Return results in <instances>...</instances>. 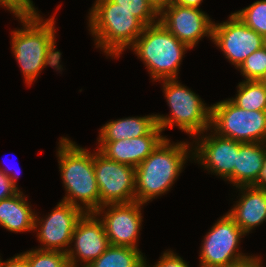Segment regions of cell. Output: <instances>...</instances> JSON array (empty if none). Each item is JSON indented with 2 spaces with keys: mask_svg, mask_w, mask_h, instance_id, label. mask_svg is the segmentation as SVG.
Here are the masks:
<instances>
[{
  "mask_svg": "<svg viewBox=\"0 0 266 267\" xmlns=\"http://www.w3.org/2000/svg\"><path fill=\"white\" fill-rule=\"evenodd\" d=\"M54 17L46 20L40 14L18 17L23 29L11 31V48L29 86L47 65L63 69L61 52L56 51Z\"/></svg>",
  "mask_w": 266,
  "mask_h": 267,
  "instance_id": "6da1fadb",
  "label": "cell"
},
{
  "mask_svg": "<svg viewBox=\"0 0 266 267\" xmlns=\"http://www.w3.org/2000/svg\"><path fill=\"white\" fill-rule=\"evenodd\" d=\"M190 146L188 142L174 144L164 138L135 168V201L146 204L169 191L188 158H192Z\"/></svg>",
  "mask_w": 266,
  "mask_h": 267,
  "instance_id": "7a4b0ae2",
  "label": "cell"
},
{
  "mask_svg": "<svg viewBox=\"0 0 266 267\" xmlns=\"http://www.w3.org/2000/svg\"><path fill=\"white\" fill-rule=\"evenodd\" d=\"M58 144L60 175L67 191L62 201L82 208L85 213L95 212L100 208V196L93 154L66 137H61Z\"/></svg>",
  "mask_w": 266,
  "mask_h": 267,
  "instance_id": "3957f363",
  "label": "cell"
},
{
  "mask_svg": "<svg viewBox=\"0 0 266 267\" xmlns=\"http://www.w3.org/2000/svg\"><path fill=\"white\" fill-rule=\"evenodd\" d=\"M89 31L97 48L111 57H120L142 34L145 25L130 11L111 0H96L89 13Z\"/></svg>",
  "mask_w": 266,
  "mask_h": 267,
  "instance_id": "277c9868",
  "label": "cell"
},
{
  "mask_svg": "<svg viewBox=\"0 0 266 267\" xmlns=\"http://www.w3.org/2000/svg\"><path fill=\"white\" fill-rule=\"evenodd\" d=\"M130 48L145 63L154 81L177 78L183 55L190 49L160 22L145 26Z\"/></svg>",
  "mask_w": 266,
  "mask_h": 267,
  "instance_id": "5b68a950",
  "label": "cell"
},
{
  "mask_svg": "<svg viewBox=\"0 0 266 267\" xmlns=\"http://www.w3.org/2000/svg\"><path fill=\"white\" fill-rule=\"evenodd\" d=\"M162 82L163 92L171 110L168 117L156 115L157 125L162 131L167 127L172 129L176 125L192 137H199L211 129V106L207 107L199 95L178 82L177 78L165 79Z\"/></svg>",
  "mask_w": 266,
  "mask_h": 267,
  "instance_id": "8992f818",
  "label": "cell"
},
{
  "mask_svg": "<svg viewBox=\"0 0 266 267\" xmlns=\"http://www.w3.org/2000/svg\"><path fill=\"white\" fill-rule=\"evenodd\" d=\"M217 135L241 143H266V111L239 108L230 99L211 105V125Z\"/></svg>",
  "mask_w": 266,
  "mask_h": 267,
  "instance_id": "52a82bcc",
  "label": "cell"
},
{
  "mask_svg": "<svg viewBox=\"0 0 266 267\" xmlns=\"http://www.w3.org/2000/svg\"><path fill=\"white\" fill-rule=\"evenodd\" d=\"M246 235L226 213L205 235L200 251V267H236L253 256L239 252V242Z\"/></svg>",
  "mask_w": 266,
  "mask_h": 267,
  "instance_id": "ba28073f",
  "label": "cell"
},
{
  "mask_svg": "<svg viewBox=\"0 0 266 267\" xmlns=\"http://www.w3.org/2000/svg\"><path fill=\"white\" fill-rule=\"evenodd\" d=\"M93 153L100 207L135 201V167L108 159L98 149Z\"/></svg>",
  "mask_w": 266,
  "mask_h": 267,
  "instance_id": "9c48e42d",
  "label": "cell"
},
{
  "mask_svg": "<svg viewBox=\"0 0 266 267\" xmlns=\"http://www.w3.org/2000/svg\"><path fill=\"white\" fill-rule=\"evenodd\" d=\"M212 41L237 68L250 54L265 46L264 37L249 28L234 13L223 23H213Z\"/></svg>",
  "mask_w": 266,
  "mask_h": 267,
  "instance_id": "30bf717a",
  "label": "cell"
},
{
  "mask_svg": "<svg viewBox=\"0 0 266 267\" xmlns=\"http://www.w3.org/2000/svg\"><path fill=\"white\" fill-rule=\"evenodd\" d=\"M84 213L82 208L61 201L45 219L35 214L34 231L43 246L39 249L66 253L69 248L65 247H71L74 228Z\"/></svg>",
  "mask_w": 266,
  "mask_h": 267,
  "instance_id": "8fae6325",
  "label": "cell"
},
{
  "mask_svg": "<svg viewBox=\"0 0 266 267\" xmlns=\"http://www.w3.org/2000/svg\"><path fill=\"white\" fill-rule=\"evenodd\" d=\"M141 204L118 203L102 205L94 213L100 216L110 245L138 249V236L142 225ZM108 208L107 210L105 208ZM107 212H106V211ZM104 216V217H103Z\"/></svg>",
  "mask_w": 266,
  "mask_h": 267,
  "instance_id": "7c38bea8",
  "label": "cell"
},
{
  "mask_svg": "<svg viewBox=\"0 0 266 267\" xmlns=\"http://www.w3.org/2000/svg\"><path fill=\"white\" fill-rule=\"evenodd\" d=\"M94 212L84 213L78 220L71 239L73 248L66 252L70 267H77L81 260L87 267L98 259L110 246L101 219Z\"/></svg>",
  "mask_w": 266,
  "mask_h": 267,
  "instance_id": "4fadbf2b",
  "label": "cell"
},
{
  "mask_svg": "<svg viewBox=\"0 0 266 267\" xmlns=\"http://www.w3.org/2000/svg\"><path fill=\"white\" fill-rule=\"evenodd\" d=\"M159 16V22L190 49L204 36L212 40L213 22L200 8L172 4Z\"/></svg>",
  "mask_w": 266,
  "mask_h": 267,
  "instance_id": "5bb4252c",
  "label": "cell"
},
{
  "mask_svg": "<svg viewBox=\"0 0 266 267\" xmlns=\"http://www.w3.org/2000/svg\"><path fill=\"white\" fill-rule=\"evenodd\" d=\"M211 134V135H210ZM199 137L192 150V159L198 161L205 169L221 176L234 184V167L239 151V142L217 135L213 132Z\"/></svg>",
  "mask_w": 266,
  "mask_h": 267,
  "instance_id": "9a60e30c",
  "label": "cell"
},
{
  "mask_svg": "<svg viewBox=\"0 0 266 267\" xmlns=\"http://www.w3.org/2000/svg\"><path fill=\"white\" fill-rule=\"evenodd\" d=\"M161 132L157 125L145 136L116 142H98L97 149L108 159L136 168L165 138Z\"/></svg>",
  "mask_w": 266,
  "mask_h": 267,
  "instance_id": "2e32d148",
  "label": "cell"
},
{
  "mask_svg": "<svg viewBox=\"0 0 266 267\" xmlns=\"http://www.w3.org/2000/svg\"><path fill=\"white\" fill-rule=\"evenodd\" d=\"M237 188L242 191V195H239L241 198L227 214L247 234L266 221V190H259L252 186Z\"/></svg>",
  "mask_w": 266,
  "mask_h": 267,
  "instance_id": "e0dca14e",
  "label": "cell"
},
{
  "mask_svg": "<svg viewBox=\"0 0 266 267\" xmlns=\"http://www.w3.org/2000/svg\"><path fill=\"white\" fill-rule=\"evenodd\" d=\"M34 220L35 213L22 191L0 201V225L4 229L16 233L33 231Z\"/></svg>",
  "mask_w": 266,
  "mask_h": 267,
  "instance_id": "ac0fdd59",
  "label": "cell"
},
{
  "mask_svg": "<svg viewBox=\"0 0 266 267\" xmlns=\"http://www.w3.org/2000/svg\"><path fill=\"white\" fill-rule=\"evenodd\" d=\"M156 126V114L112 120L100 128L98 142H116L145 136Z\"/></svg>",
  "mask_w": 266,
  "mask_h": 267,
  "instance_id": "d6986e66",
  "label": "cell"
},
{
  "mask_svg": "<svg viewBox=\"0 0 266 267\" xmlns=\"http://www.w3.org/2000/svg\"><path fill=\"white\" fill-rule=\"evenodd\" d=\"M266 155V143H241L234 167V185L236 187L251 186L262 167Z\"/></svg>",
  "mask_w": 266,
  "mask_h": 267,
  "instance_id": "ffe728a7",
  "label": "cell"
},
{
  "mask_svg": "<svg viewBox=\"0 0 266 267\" xmlns=\"http://www.w3.org/2000/svg\"><path fill=\"white\" fill-rule=\"evenodd\" d=\"M146 259L139 249L110 245L87 267H146Z\"/></svg>",
  "mask_w": 266,
  "mask_h": 267,
  "instance_id": "44dd1931",
  "label": "cell"
},
{
  "mask_svg": "<svg viewBox=\"0 0 266 267\" xmlns=\"http://www.w3.org/2000/svg\"><path fill=\"white\" fill-rule=\"evenodd\" d=\"M235 98L230 100L248 111H266V85L261 81L244 80L237 86Z\"/></svg>",
  "mask_w": 266,
  "mask_h": 267,
  "instance_id": "7402d4cb",
  "label": "cell"
},
{
  "mask_svg": "<svg viewBox=\"0 0 266 267\" xmlns=\"http://www.w3.org/2000/svg\"><path fill=\"white\" fill-rule=\"evenodd\" d=\"M249 28L266 37V0H259L234 12Z\"/></svg>",
  "mask_w": 266,
  "mask_h": 267,
  "instance_id": "603a6c76",
  "label": "cell"
},
{
  "mask_svg": "<svg viewBox=\"0 0 266 267\" xmlns=\"http://www.w3.org/2000/svg\"><path fill=\"white\" fill-rule=\"evenodd\" d=\"M22 254L26 257L28 267H70L67 254L61 251L37 248Z\"/></svg>",
  "mask_w": 266,
  "mask_h": 267,
  "instance_id": "cb8c5ba5",
  "label": "cell"
},
{
  "mask_svg": "<svg viewBox=\"0 0 266 267\" xmlns=\"http://www.w3.org/2000/svg\"><path fill=\"white\" fill-rule=\"evenodd\" d=\"M119 4V7L130 11L145 26L153 25L159 22V13L153 8L148 0H111ZM157 19V20H155Z\"/></svg>",
  "mask_w": 266,
  "mask_h": 267,
  "instance_id": "d4e9b609",
  "label": "cell"
},
{
  "mask_svg": "<svg viewBox=\"0 0 266 267\" xmlns=\"http://www.w3.org/2000/svg\"><path fill=\"white\" fill-rule=\"evenodd\" d=\"M238 70L246 80L260 81L266 73V47L250 54Z\"/></svg>",
  "mask_w": 266,
  "mask_h": 267,
  "instance_id": "484cf974",
  "label": "cell"
},
{
  "mask_svg": "<svg viewBox=\"0 0 266 267\" xmlns=\"http://www.w3.org/2000/svg\"><path fill=\"white\" fill-rule=\"evenodd\" d=\"M0 5L12 12L16 18L38 14L31 0H0Z\"/></svg>",
  "mask_w": 266,
  "mask_h": 267,
  "instance_id": "4316f807",
  "label": "cell"
},
{
  "mask_svg": "<svg viewBox=\"0 0 266 267\" xmlns=\"http://www.w3.org/2000/svg\"><path fill=\"white\" fill-rule=\"evenodd\" d=\"M146 267H150L149 264ZM153 267H190L187 262L183 260L173 251H165L160 257L159 261Z\"/></svg>",
  "mask_w": 266,
  "mask_h": 267,
  "instance_id": "83f0119b",
  "label": "cell"
},
{
  "mask_svg": "<svg viewBox=\"0 0 266 267\" xmlns=\"http://www.w3.org/2000/svg\"><path fill=\"white\" fill-rule=\"evenodd\" d=\"M19 190L12 184L8 175L0 170V201L16 194Z\"/></svg>",
  "mask_w": 266,
  "mask_h": 267,
  "instance_id": "f1b7e54d",
  "label": "cell"
},
{
  "mask_svg": "<svg viewBox=\"0 0 266 267\" xmlns=\"http://www.w3.org/2000/svg\"><path fill=\"white\" fill-rule=\"evenodd\" d=\"M0 267H28L26 257L21 253L17 254L12 259L2 261L0 258Z\"/></svg>",
  "mask_w": 266,
  "mask_h": 267,
  "instance_id": "f546056e",
  "label": "cell"
},
{
  "mask_svg": "<svg viewBox=\"0 0 266 267\" xmlns=\"http://www.w3.org/2000/svg\"><path fill=\"white\" fill-rule=\"evenodd\" d=\"M251 186L259 190H266V155L264 156L259 174Z\"/></svg>",
  "mask_w": 266,
  "mask_h": 267,
  "instance_id": "4dcf8cb0",
  "label": "cell"
},
{
  "mask_svg": "<svg viewBox=\"0 0 266 267\" xmlns=\"http://www.w3.org/2000/svg\"><path fill=\"white\" fill-rule=\"evenodd\" d=\"M148 2L158 13L173 4V0H148Z\"/></svg>",
  "mask_w": 266,
  "mask_h": 267,
  "instance_id": "1f68e13d",
  "label": "cell"
},
{
  "mask_svg": "<svg viewBox=\"0 0 266 267\" xmlns=\"http://www.w3.org/2000/svg\"><path fill=\"white\" fill-rule=\"evenodd\" d=\"M203 0H173V4H177L184 7L199 8Z\"/></svg>",
  "mask_w": 266,
  "mask_h": 267,
  "instance_id": "d6a6232c",
  "label": "cell"
},
{
  "mask_svg": "<svg viewBox=\"0 0 266 267\" xmlns=\"http://www.w3.org/2000/svg\"><path fill=\"white\" fill-rule=\"evenodd\" d=\"M236 267H263L261 262V257L254 256V258L244 264H241Z\"/></svg>",
  "mask_w": 266,
  "mask_h": 267,
  "instance_id": "836d02e7",
  "label": "cell"
},
{
  "mask_svg": "<svg viewBox=\"0 0 266 267\" xmlns=\"http://www.w3.org/2000/svg\"><path fill=\"white\" fill-rule=\"evenodd\" d=\"M4 169H5V170H4ZM0 170L3 171L6 175H8V177L10 178L12 184H13L18 190H20V189L17 187L18 185H16V184H17L16 182H17L18 174H20L19 171L17 172L16 175H14V174H11L10 171L6 170V168H1V167H0Z\"/></svg>",
  "mask_w": 266,
  "mask_h": 267,
  "instance_id": "e575fe53",
  "label": "cell"
},
{
  "mask_svg": "<svg viewBox=\"0 0 266 267\" xmlns=\"http://www.w3.org/2000/svg\"><path fill=\"white\" fill-rule=\"evenodd\" d=\"M260 81L266 85V73L264 74L263 78Z\"/></svg>",
  "mask_w": 266,
  "mask_h": 267,
  "instance_id": "d590c367",
  "label": "cell"
},
{
  "mask_svg": "<svg viewBox=\"0 0 266 267\" xmlns=\"http://www.w3.org/2000/svg\"><path fill=\"white\" fill-rule=\"evenodd\" d=\"M264 44H265V47H266V37L264 38Z\"/></svg>",
  "mask_w": 266,
  "mask_h": 267,
  "instance_id": "8d00e7d4",
  "label": "cell"
}]
</instances>
